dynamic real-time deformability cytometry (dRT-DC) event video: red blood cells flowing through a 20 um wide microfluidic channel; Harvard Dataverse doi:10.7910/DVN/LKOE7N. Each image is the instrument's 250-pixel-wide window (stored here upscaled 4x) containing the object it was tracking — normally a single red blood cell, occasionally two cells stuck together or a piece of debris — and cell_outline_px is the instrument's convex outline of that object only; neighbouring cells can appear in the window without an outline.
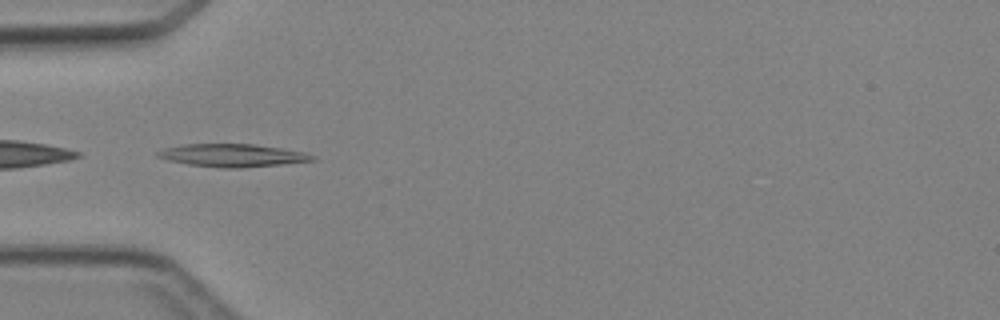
{"species": "Egyptian fruit bat (a non-hibernating species)", "species_latin": "Rousettus aegyptiacus", "temperature_condition": "cold", "stored_images_in_passage": 4, "camera_frame_rate_fps": 3000, "um_per_image_px": 0.085, "animal": {"sex": "female"}, "frame": {"image": 1, "passage_image": 3, "time_ms": 3.333, "image_size_px": [1000, 320], "cell_outline_px": [[316, 160], [284, 164], [240, 168], [224, 168], [188, 164], [168, 160], [156, 156], [156, 152], [164, 148], [184, 144], [252, 144], [280, 148], [304, 152], [316, 156]], "centroid_in_image_um": [19.77, 13.21], "position_along_channel_um": 65.2, "area_um2": 20.52}}
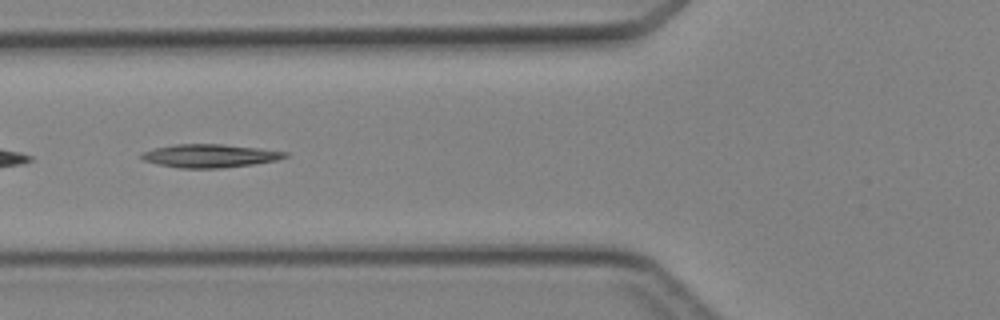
{"frame": {"image": 2, "passage_image": 4, "time_ms": 4.333, "image_size_px": [1000, 320], "cell_outline_px": [[288, 156], [276, 160], [252, 164], [224, 168], [176, 168], [144, 160], [140, 156], [144, 152], [152, 148], [176, 144], [220, 144], [256, 148], [288, 152]], "centroid_in_image_um": [17.82, 13.24], "position_along_channel_um": 108.0, "area_um2": 19.25}}